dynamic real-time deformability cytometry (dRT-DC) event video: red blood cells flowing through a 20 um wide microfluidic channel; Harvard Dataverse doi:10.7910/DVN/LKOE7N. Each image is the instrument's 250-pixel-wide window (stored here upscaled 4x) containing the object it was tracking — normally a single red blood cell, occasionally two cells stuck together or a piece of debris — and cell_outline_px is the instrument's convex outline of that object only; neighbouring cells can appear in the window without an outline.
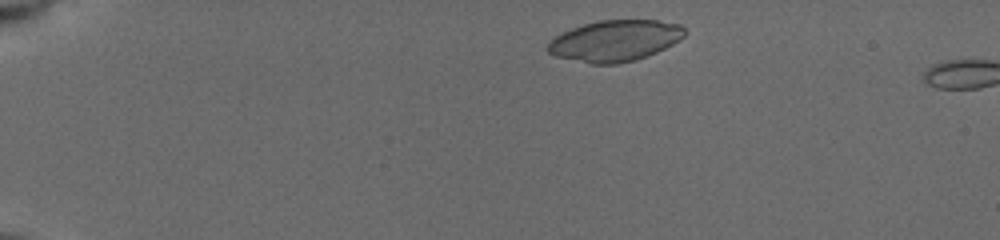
{"species": "common noctule bat (a hibernating species)", "species_latin": "Nyctalus noctula", "temperature_condition": "cold", "stored_images_in_passage": 8, "camera_frame_rate_fps": 3000, "um_per_image_px": 0.085, "animal": {"sex": "female", "body_mass_g": 19.5, "forearm_length_mm": 54.1}, "frame": {"image": 1, "passage_image": 4, "time_ms": 0.333, "image_size_px": [1000, 240], "cell_outline_px": [[688, 32], [680, 40], [656, 52], [636, 60], [616, 64], [592, 64], [556, 56], [548, 52], [544, 48], [548, 40], [572, 28], [584, 24], [600, 20], [656, 20], [680, 24]], "centroid_in_image_um": [52.26, 3.46], "position_along_channel_um": 32.7, "area_um2": 32.89}}